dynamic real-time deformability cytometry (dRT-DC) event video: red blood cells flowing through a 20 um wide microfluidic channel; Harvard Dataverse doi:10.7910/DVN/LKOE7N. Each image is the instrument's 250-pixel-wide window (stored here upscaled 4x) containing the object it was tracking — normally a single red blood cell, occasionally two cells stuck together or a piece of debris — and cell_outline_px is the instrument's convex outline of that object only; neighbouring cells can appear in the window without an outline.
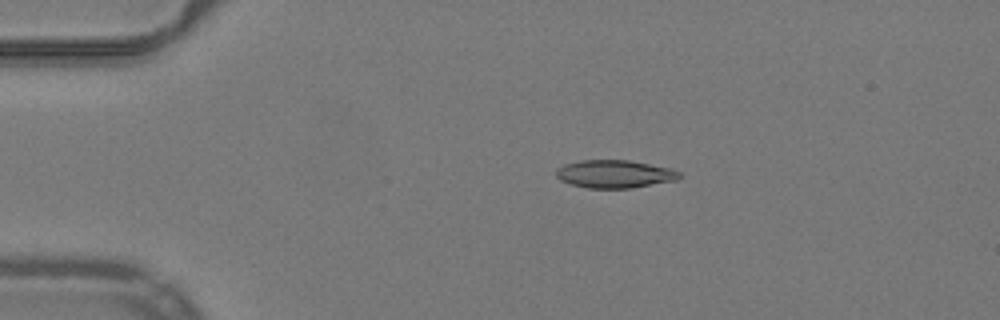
{"species": "common noctule bat (a hibernating species)", "species_latin": "Nyctalus noctula", "temperature_condition": "warm", "stored_images_in_passage": 52, "camera_frame_rate_fps": 3000, "um_per_image_px": 0.085, "animal": {"sex": "male", "body_mass_g": 19.2, "forearm_length_mm": 51.8}, "frame": {"image": 1, "passage_image": 11, "time_ms": 3.333, "image_size_px": [1000, 320], "cell_outline_px": [[680, 176], [676, 180], [632, 188], [588, 188], [572, 184], [560, 180], [556, 176], [556, 168], [564, 164], [580, 160], [628, 160], [672, 168], [680, 172]], "centroid_in_image_um": [52.23, 14.78], "position_along_channel_um": 32.8, "area_um2": 20.06}}
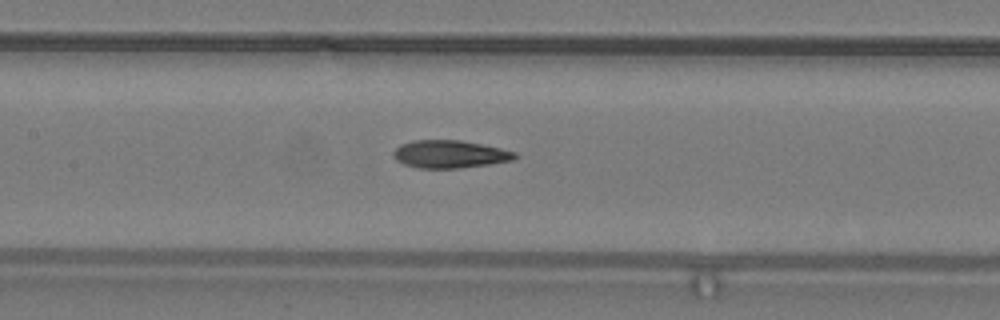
{"frame": {"image": 2, "passage_image": 25, "time_ms": 8.0, "image_size_px": [1000, 320], "cell_outline_px": [[520, 156], [512, 160], [492, 164], [460, 168], [416, 168], [404, 164], [396, 160], [392, 156], [392, 152], [400, 144], [412, 140], [460, 140], [500, 148], [516, 152]], "centroid_in_image_um": [38.22, 13.11], "position_along_channel_um": 169.2, "area_um2": 19.83}}
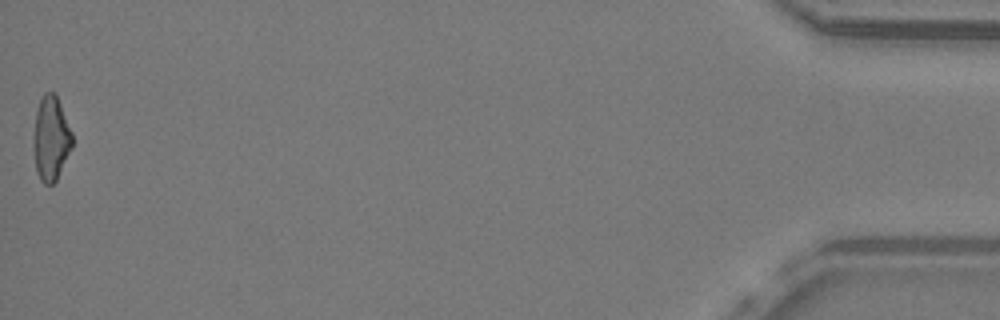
{"frame": {"image": 3, "passage_image": 52, "time_ms": 17.0, "image_size_px": [1000, 320], "cell_outline_px": [[72, 148], [56, 180], [52, 184], [44, 184], [40, 180], [36, 172], [32, 140], [36, 112], [40, 96], [44, 92], [52, 92], [56, 96], [60, 104], [72, 132]], "centroid_in_image_um": [4.3, 11.77], "position_along_channel_um": 430.9, "area_um2": 19.19}, "authors_computed_cell_mechanics": {"area_um2": 19.6809, "velocity_mm_per_s": 4.0148, "shape_relaxation_time_tau1_ms": 7.712, "shape_relaxation_time_tau2_ms": 3.286, "deformation_change_tau1": 0.2142, "deformation_change_tau2": 0.1213}}